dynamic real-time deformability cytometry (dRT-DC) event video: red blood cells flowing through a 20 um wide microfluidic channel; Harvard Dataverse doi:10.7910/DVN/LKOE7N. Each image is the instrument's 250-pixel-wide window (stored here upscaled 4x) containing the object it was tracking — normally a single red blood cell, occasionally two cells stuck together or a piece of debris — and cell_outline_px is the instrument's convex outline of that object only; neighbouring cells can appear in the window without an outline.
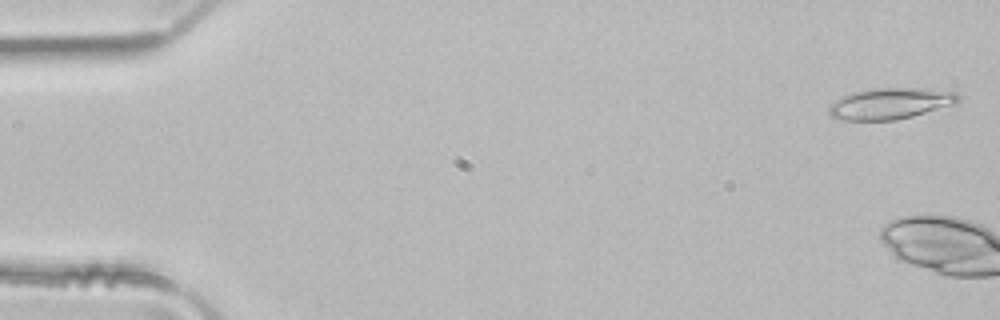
{"species": "common noctule bat (a hibernating species)", "species_latin": "Nyctalus noctula", "temperature_condition": "room temperature", "stored_images_in_passage": 5, "camera_frame_rate_fps": 3000, "um_per_image_px": 0.085, "animal": {"sex": "male", "body_mass_g": 21.5, "forearm_length_mm": 52.0}, "frame": {"image": 1, "passage_image": 1, "time_ms": 0.0, "image_size_px": [1000, 320], "cell_outline_px": [[960, 100], [956, 104], [912, 116], [896, 120], [844, 120], [832, 116], [828, 112], [828, 104], [852, 92], [872, 88], [924, 88], [956, 92], [960, 96]], "centroid_in_image_um": [75.69, 8.79], "position_along_channel_um": 9.3, "area_um2": 23.58}}